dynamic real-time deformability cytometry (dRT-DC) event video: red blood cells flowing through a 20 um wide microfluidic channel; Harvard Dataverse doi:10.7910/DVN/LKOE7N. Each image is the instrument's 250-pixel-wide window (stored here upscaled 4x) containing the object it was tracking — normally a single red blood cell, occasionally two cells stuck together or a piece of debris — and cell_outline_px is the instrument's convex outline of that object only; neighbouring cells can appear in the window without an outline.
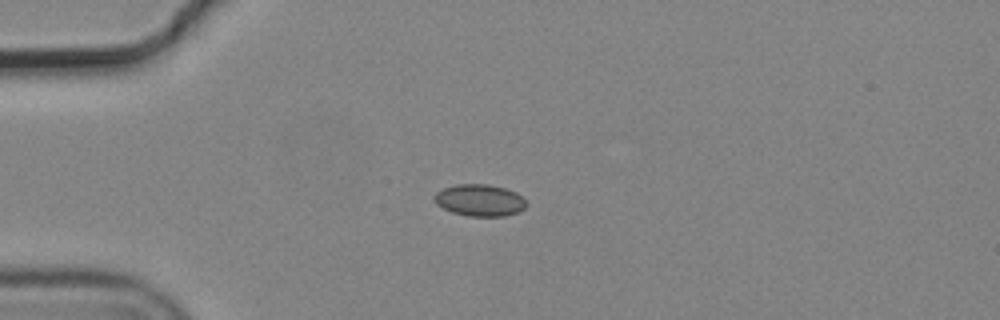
{"species": "common noctule bat (a hibernating species)", "species_latin": "Nyctalus noctula", "temperature_condition": "cold", "stored_images_in_passage": 4, "camera_frame_rate_fps": 3000, "um_per_image_px": 0.085, "animal": {"sex": "male", "body_mass_g": 19.2, "forearm_length_mm": 51.8}, "frame": {"image": 1, "passage_image": 2, "time_ms": 0.333, "image_size_px": [1000, 320], "cell_outline_px": [[528, 204], [520, 212], [504, 216], [468, 216], [452, 212], [436, 204], [432, 196], [436, 192], [444, 188], [456, 184], [488, 184], [504, 188], [516, 192]], "centroid_in_image_um": [40.77, 17.02], "position_along_channel_um": 44.2, "area_um2": 17.11}}
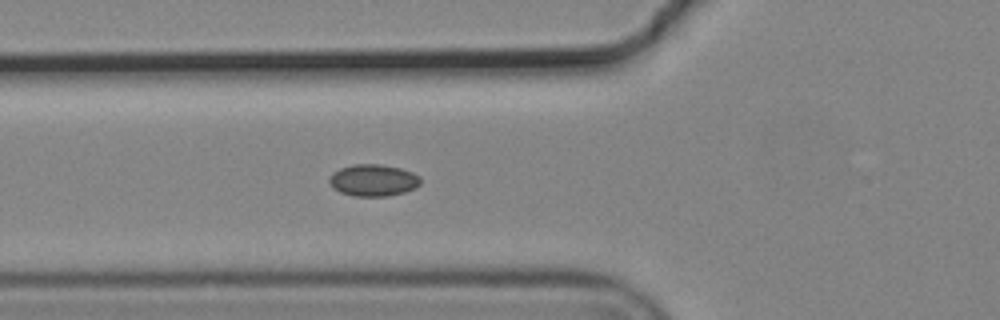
{"frame": {"image": 2, "passage_image": 4, "time_ms": 1.0, "image_size_px": [1000, 320], "cell_outline_px": [[420, 184], [416, 188], [404, 192], [388, 196], [352, 196], [340, 192], [328, 180], [332, 172], [340, 168], [352, 164], [380, 164], [400, 168], [412, 172], [420, 176]], "centroid_in_image_um": [31.74, 15.31], "position_along_channel_um": 94.1, "area_um2": 16.94}}